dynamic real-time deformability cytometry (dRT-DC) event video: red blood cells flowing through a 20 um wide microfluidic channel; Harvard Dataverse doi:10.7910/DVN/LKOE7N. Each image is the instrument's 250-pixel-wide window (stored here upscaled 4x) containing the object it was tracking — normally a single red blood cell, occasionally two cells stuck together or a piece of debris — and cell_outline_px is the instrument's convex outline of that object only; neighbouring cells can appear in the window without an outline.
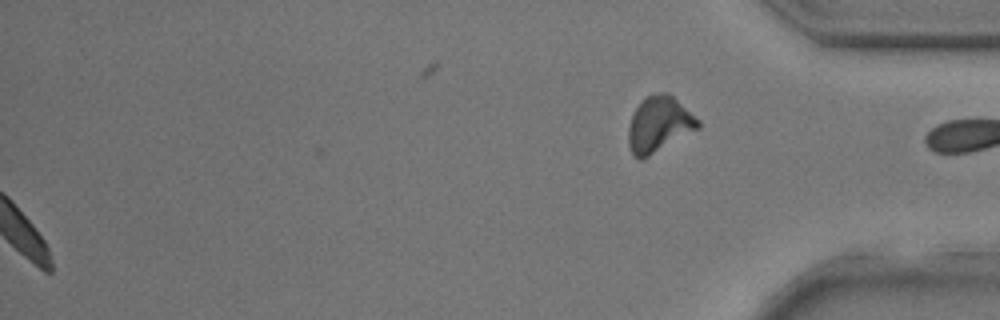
{"species": "common noctule bat (a hibernating species)", "species_latin": "Nyctalus noctula", "temperature_condition": "room temperature", "stored_images_in_passage": 33, "segment_of_instrument_passage": [2, 2], "camera_frame_rate_fps": 3000, "um_per_image_px": 0.085, "animal": {"sex": "male", "body_mass_g": 17.9, "forearm_length_mm": 54.2}, "frame": {"image": 1, "passage_image": 33, "time_ms": 10.667, "image_size_px": [1000, 320], "cell_outline_px": [[700, 128], [648, 156], [640, 160], [632, 156], [628, 144], [628, 128], [632, 116], [636, 108], [648, 96], [660, 92], [668, 92], [700, 120]], "centroid_in_image_um": [56.02, 10.59], "position_along_channel_um": 379.2, "area_um2": 22.37}}